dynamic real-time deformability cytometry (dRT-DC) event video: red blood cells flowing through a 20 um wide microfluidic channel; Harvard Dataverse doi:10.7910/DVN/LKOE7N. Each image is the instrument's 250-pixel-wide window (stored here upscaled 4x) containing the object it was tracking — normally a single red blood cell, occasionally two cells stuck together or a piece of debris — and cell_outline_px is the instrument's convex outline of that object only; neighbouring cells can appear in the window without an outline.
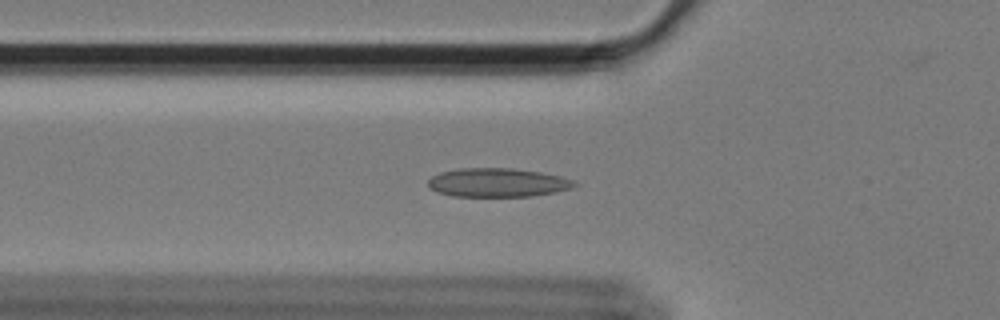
{"species": "Egyptian fruit bat (a non-hibernating species)", "species_latin": "Rousettus aegyptiacus", "temperature_condition": "cold", "stored_images_in_passage": 57, "camera_frame_rate_fps": 3000, "um_per_image_px": 0.085, "animal": {"sex": "female"}, "frame": {"image": 1, "passage_image": 19, "time_ms": 6.0, "image_size_px": [1000, 320], "cell_outline_px": [[580, 184], [572, 188], [556, 192], [532, 196], [452, 196], [436, 192], [428, 188], [428, 180], [432, 176], [440, 172], [460, 168], [512, 168], [540, 172], [560, 176], [572, 180]], "centroid_in_image_um": [42.28, 15.52], "position_along_channel_um": 83.5, "area_um2": 24.68}}
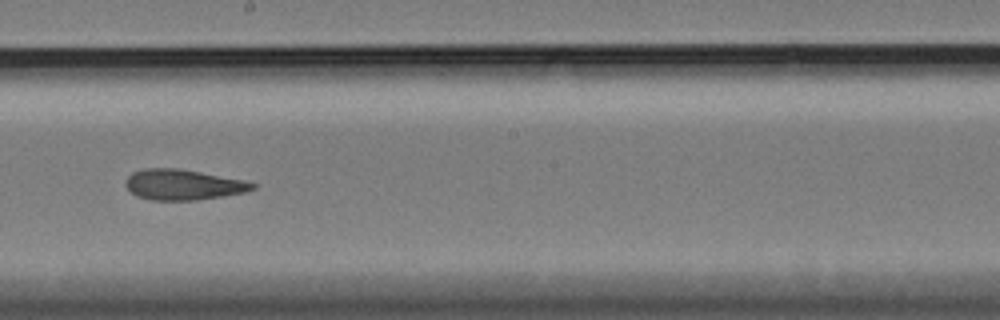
{"frame": {"image": 2, "passage_image": 32, "time_ms": 10.333, "image_size_px": [1000, 320], "cell_outline_px": [[256, 188], [244, 192], [196, 200], [152, 200], [136, 196], [124, 184], [128, 176], [132, 172], [144, 168], [180, 168], [244, 180], [256, 184]], "centroid_in_image_um": [15.54, 15.69], "position_along_channel_um": 232.7, "area_um2": 22.48}}
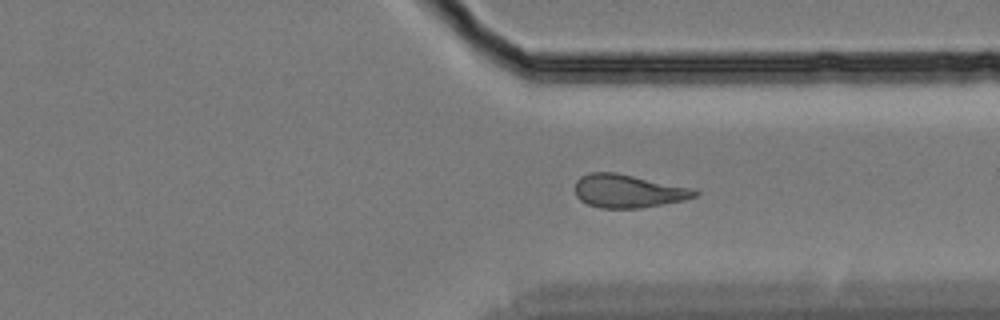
{"frame": {"image": 3, "passage_image": 43, "time_ms": 14.0, "image_size_px": [1000, 320], "cell_outline_px": [[700, 192], [696, 196], [684, 200], [640, 208], [600, 208], [588, 204], [580, 200], [576, 196], [576, 180], [580, 176], [588, 172], [616, 172], [688, 188]], "centroid_in_image_um": [53.32, 16.24], "position_along_channel_um": 358.1, "area_um2": 22.89}, "authors_computed_cell_mechanics": {"area_um2": 23.698, "velocity_mm_per_s": 3.4181, "shape_relaxation_time_tau1_ms": null, "shape_relaxation_time_tau2_ms": 4.3788, "deformation_change_tau1": null, "deformation_change_tau2": 0.1053}}